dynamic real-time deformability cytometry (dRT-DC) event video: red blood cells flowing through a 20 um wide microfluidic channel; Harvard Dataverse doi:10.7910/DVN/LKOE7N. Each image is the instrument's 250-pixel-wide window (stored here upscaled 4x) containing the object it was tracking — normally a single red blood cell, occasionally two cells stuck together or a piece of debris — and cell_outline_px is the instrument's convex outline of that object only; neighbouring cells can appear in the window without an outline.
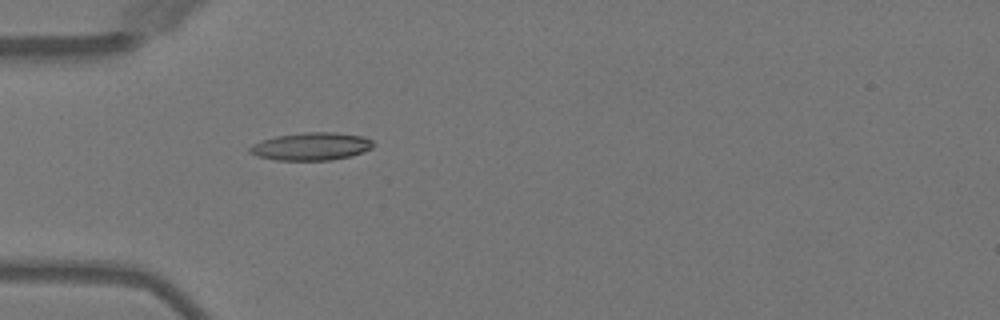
{"species": "Egyptian fruit bat (a non-hibernating species)", "species_latin": "Rousettus aegyptiacus", "temperature_condition": "warm", "stored_images_in_passage": 5, "camera_frame_rate_fps": 3000, "um_per_image_px": 0.085, "animal": {"sex": "female"}, "frame": {"image": 1, "passage_image": 5, "time_ms": 4.667, "image_size_px": [1000, 320], "cell_outline_px": [[376, 144], [372, 148], [352, 156], [328, 160], [276, 160], [256, 156], [248, 152], [248, 148], [252, 144], [276, 136], [304, 132], [336, 132], [364, 136], [372, 140]], "centroid_in_image_um": [26.48, 12.44], "position_along_channel_um": 58.5, "area_um2": 20.11}}